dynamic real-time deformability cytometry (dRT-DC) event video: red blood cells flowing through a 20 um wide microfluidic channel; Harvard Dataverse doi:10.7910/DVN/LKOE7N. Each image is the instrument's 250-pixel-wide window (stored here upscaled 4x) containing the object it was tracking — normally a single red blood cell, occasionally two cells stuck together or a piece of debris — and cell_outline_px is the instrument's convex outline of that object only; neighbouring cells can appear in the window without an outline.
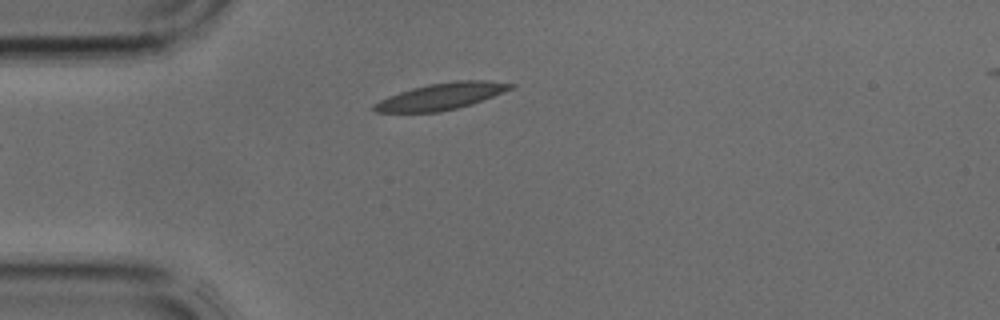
{"species": "common noctule bat (a hibernating species)", "species_latin": "Nyctalus noctula", "temperature_condition": "cold", "stored_images_in_passage": 1, "camera_frame_rate_fps": 3000, "um_per_image_px": 0.085, "animal": {"sex": "male", "body_mass_g": 17.9, "forearm_length_mm": 54.2}, "frame": {"image": 1, "passage_image": 1, "time_ms": 0.0, "image_size_px": [1000, 320], "cell_outline_px": [[516, 88], [472, 104], [440, 112], [376, 112], [372, 108], [372, 104], [388, 96], [412, 88], [428, 84], [456, 80], [484, 80], [516, 84]], "centroid_in_image_um": [37.54, 8.18], "position_along_channel_um": 47.5, "area_um2": 21.27}}